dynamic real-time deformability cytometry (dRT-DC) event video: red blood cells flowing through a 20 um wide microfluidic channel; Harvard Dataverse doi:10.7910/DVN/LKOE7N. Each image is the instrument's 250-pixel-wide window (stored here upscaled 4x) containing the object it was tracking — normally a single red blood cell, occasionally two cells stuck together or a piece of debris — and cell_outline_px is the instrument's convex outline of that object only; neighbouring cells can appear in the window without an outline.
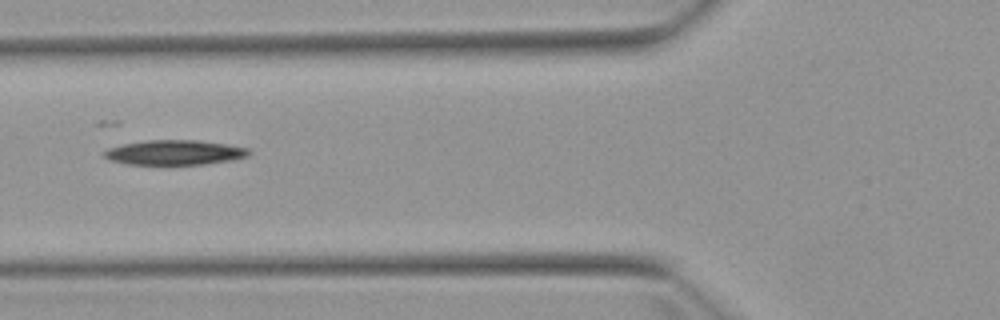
{"species": "Egyptian fruit bat (a non-hibernating species)", "species_latin": "Rousettus aegyptiacus", "temperature_condition": "warm", "stored_images_in_passage": 4, "camera_frame_rate_fps": 3000, "um_per_image_px": 0.085, "animal": {"sex": "female"}, "frame": {"image": 1, "passage_image": 4, "time_ms": 3.333, "image_size_px": [1000, 320], "cell_outline_px": [[252, 152], [248, 156], [236, 160], [204, 164], [164, 168], [124, 164], [108, 160], [104, 156], [104, 152], [108, 148], [124, 144], [148, 140], [200, 140], [228, 144], [248, 148]], "centroid_in_image_um": [14.84, 13.02], "position_along_channel_um": 111.0, "area_um2": 22.25}}